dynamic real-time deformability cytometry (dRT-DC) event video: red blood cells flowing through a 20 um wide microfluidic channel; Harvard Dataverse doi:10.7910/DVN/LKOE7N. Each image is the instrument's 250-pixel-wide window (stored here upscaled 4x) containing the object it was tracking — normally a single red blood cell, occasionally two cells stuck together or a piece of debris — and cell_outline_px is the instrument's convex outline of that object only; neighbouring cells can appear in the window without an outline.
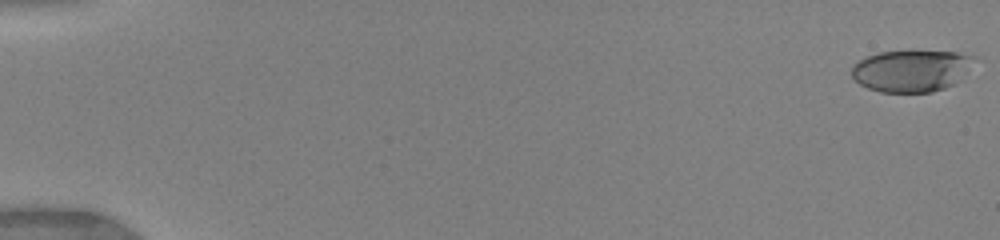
{"species": "human", "species_latin": "Homo sapiens", "temperature_condition": "warm", "stored_images_in_passage": 75, "camera_frame_rate_fps": 3000, "um_per_image_px": 0.085, "donor": {"sex": "female"}, "frame": {"image": 1, "passage_image": 1, "time_ms": 0.0, "image_size_px": [1000, 240], "cell_outline_px": [[976, 56], [960, 80], [956, 84], [932, 92], [880, 92], [868, 88], [860, 84], [852, 76], [852, 64], [868, 56], [880, 52], [908, 48], [912, 48], [956, 52]], "centroid_in_image_um": [77.47, 5.96], "position_along_channel_um": 7.5, "area_um2": 30.63}}
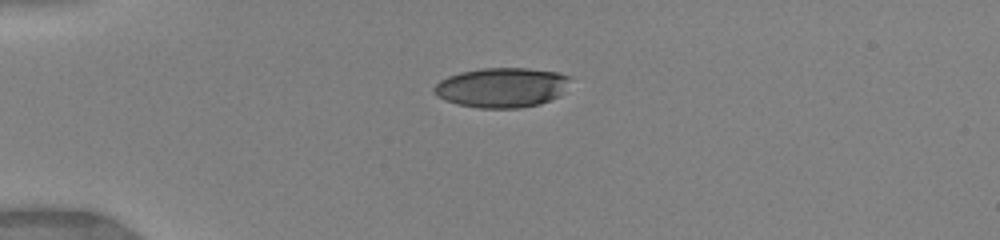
{"frame": {"image": 2, "passage_image": 31, "time_ms": 4.333, "image_size_px": [1000, 240], "cell_outline_px": [[572, 76], [560, 96], [540, 104], [520, 108], [480, 108], [456, 104], [444, 100], [436, 96], [432, 88], [440, 80], [448, 76], [460, 72], [480, 68], [528, 68], [556, 72]], "centroid_in_image_um": [42.63, 7.44], "position_along_channel_um": 42.4, "area_um2": 31.79}}